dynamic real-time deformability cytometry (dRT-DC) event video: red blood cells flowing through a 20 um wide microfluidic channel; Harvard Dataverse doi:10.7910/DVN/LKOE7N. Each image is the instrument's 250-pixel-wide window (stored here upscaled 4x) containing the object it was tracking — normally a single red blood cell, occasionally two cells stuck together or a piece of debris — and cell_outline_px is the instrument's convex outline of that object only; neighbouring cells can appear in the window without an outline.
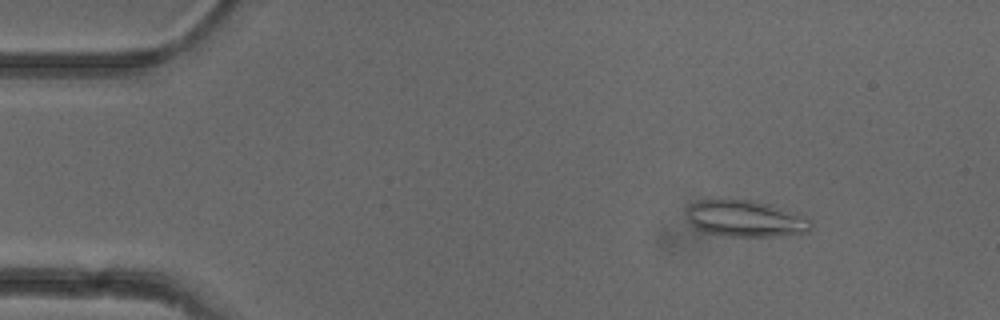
{"species": "common noctule bat (a hibernating species)", "species_latin": "Nyctalus noctula", "temperature_condition": "cold", "stored_images_in_passage": 5, "camera_frame_rate_fps": 3000, "um_per_image_px": 0.085, "animal": {"sex": "female"}, "frame": {"image": 1, "passage_image": 2, "time_ms": 1.333, "image_size_px": [1000, 320], "cell_outline_px": [[812, 228], [808, 232], [776, 236], [720, 236], [704, 232], [692, 228], [684, 216], [684, 212], [692, 204], [700, 200], [752, 200], [772, 204], [812, 220]], "centroid_in_image_um": [63.3, 18.6], "position_along_channel_um": 21.7, "area_um2": 26.76}}